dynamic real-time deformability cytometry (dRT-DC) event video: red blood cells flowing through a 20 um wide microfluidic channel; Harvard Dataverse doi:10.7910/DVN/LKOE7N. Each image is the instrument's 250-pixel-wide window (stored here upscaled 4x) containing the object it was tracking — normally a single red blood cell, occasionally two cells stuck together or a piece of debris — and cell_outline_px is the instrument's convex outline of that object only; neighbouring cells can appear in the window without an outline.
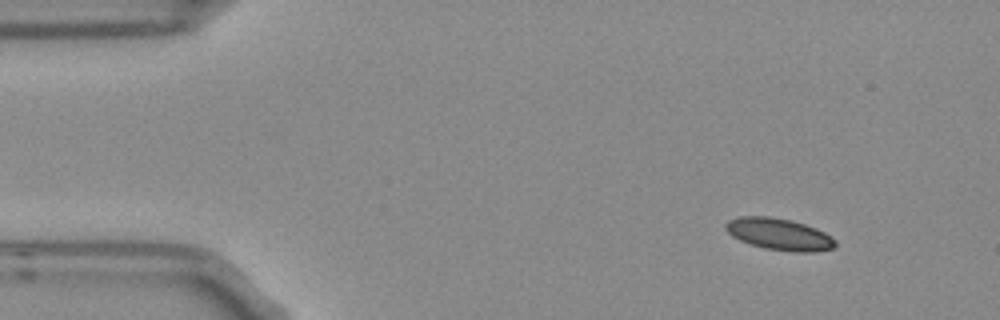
{"species": "Egyptian fruit bat (a non-hibernating species)", "species_latin": "Rousettus aegyptiacus", "temperature_condition": "room temperature", "stored_images_in_passage": 5, "camera_frame_rate_fps": 3000, "um_per_image_px": 0.085, "frame": {"image": 1, "passage_image": 1, "time_ms": 0.0, "image_size_px": [1000, 320], "cell_outline_px": [[836, 244], [832, 248], [812, 252], [792, 252], [764, 248], [740, 240], [732, 236], [724, 228], [724, 224], [728, 220], [740, 216], [768, 216], [792, 220], [816, 228], [832, 236], [836, 240]], "centroid_in_image_um": [66.22, 19.9], "position_along_channel_um": 18.8, "area_um2": 20.35}}
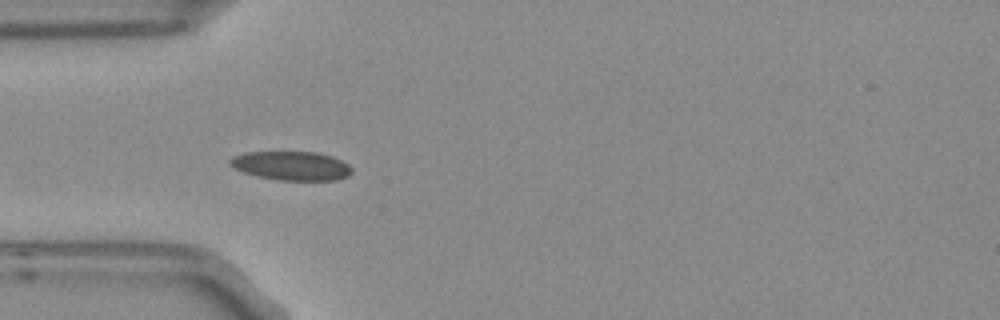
{"frame": {"image": 2, "passage_image": 4, "time_ms": 1.0, "image_size_px": [1000, 320], "cell_outline_px": [[352, 172], [348, 176], [336, 180], [280, 180], [260, 176], [244, 172], [228, 164], [228, 160], [232, 156], [244, 152], [316, 152], [332, 156], [348, 164], [352, 168]], "centroid_in_image_um": [24.77, 14.08], "position_along_channel_um": 60.2, "area_um2": 20.46}}
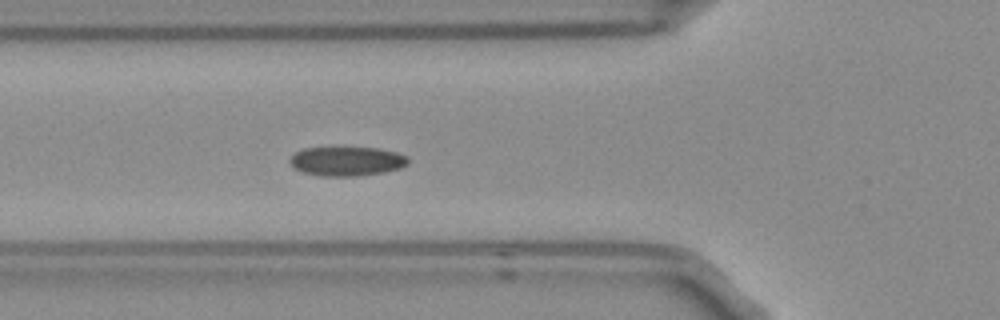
{"frame": {"image": 3, "passage_image": 5, "time_ms": 1.333, "image_size_px": [1000, 320], "cell_outline_px": [[408, 164], [400, 168], [384, 172], [356, 176], [320, 176], [304, 172], [296, 168], [288, 160], [296, 152], [304, 148], [380, 148], [396, 152], [408, 156]], "centroid_in_image_um": [29.51, 13.7], "position_along_channel_um": 96.3, "area_um2": 20.0}}